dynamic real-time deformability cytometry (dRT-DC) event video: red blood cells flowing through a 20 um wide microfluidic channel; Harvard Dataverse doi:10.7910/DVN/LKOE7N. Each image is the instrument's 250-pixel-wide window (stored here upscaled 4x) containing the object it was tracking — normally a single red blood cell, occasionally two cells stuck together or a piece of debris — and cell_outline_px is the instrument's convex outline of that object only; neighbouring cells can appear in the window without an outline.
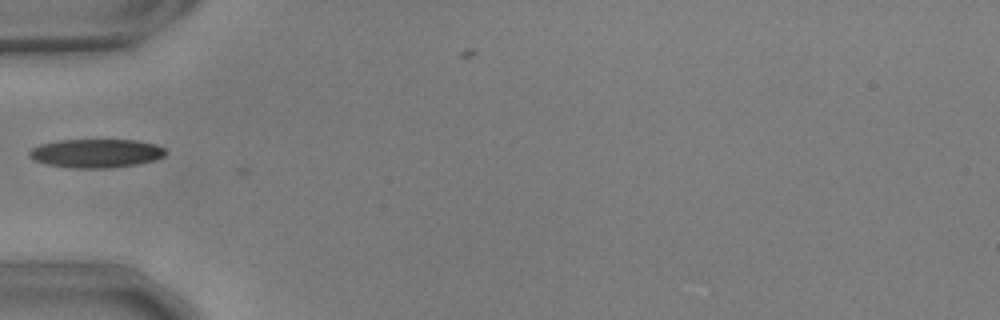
{"species": "common noctule bat (a hibernating species)", "species_latin": "Nyctalus noctula", "temperature_condition": "warm", "stored_images_in_passage": 4, "camera_frame_rate_fps": 3000, "um_per_image_px": 0.085, "animal": {"sex": "male", "body_mass_g": 17.9, "forearm_length_mm": 54.2}, "frame": {"image": 1, "passage_image": 2, "time_ms": 0.333, "image_size_px": [1000, 320], "cell_outline_px": [[164, 156], [152, 160], [136, 164], [104, 168], [72, 168], [48, 164], [36, 160], [28, 156], [28, 152], [32, 148], [40, 144], [60, 140], [136, 140], [156, 144], [164, 148]], "centroid_in_image_um": [8.14, 13.02], "position_along_channel_um": 76.9, "area_um2": 22.48}}